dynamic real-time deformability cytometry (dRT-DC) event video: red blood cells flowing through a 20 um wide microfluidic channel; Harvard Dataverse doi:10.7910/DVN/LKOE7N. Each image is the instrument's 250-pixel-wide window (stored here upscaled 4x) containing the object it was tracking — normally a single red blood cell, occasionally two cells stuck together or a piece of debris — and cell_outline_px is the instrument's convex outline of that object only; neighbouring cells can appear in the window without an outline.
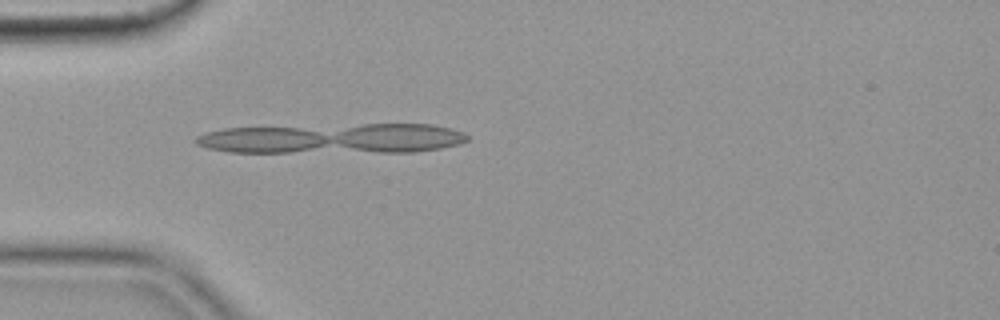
{"species": "common noctule bat (a hibernating species)", "species_latin": "Nyctalus noctula", "temperature_condition": "cold", "stored_images_in_passage": 16, "segment_of_instrument_passage": [2, 2], "camera_frame_rate_fps": 3000, "um_per_image_px": 0.085, "animal": {"sex": "female", "body_mass_g": 19.9}, "frame": {"image": 1, "passage_image": 13, "time_ms": 4.0, "image_size_px": [1000, 320], "cell_outline_px": [[328, 140], [320, 144], [304, 148], [284, 152], [236, 152], [212, 148], [200, 144], [196, 140], [200, 136], [212, 132], [232, 128], [292, 128], [312, 132], [324, 136]], "centroid_in_image_um": [22.18, 11.88], "position_along_channel_um": 62.8, "area_um2": 17.98}}